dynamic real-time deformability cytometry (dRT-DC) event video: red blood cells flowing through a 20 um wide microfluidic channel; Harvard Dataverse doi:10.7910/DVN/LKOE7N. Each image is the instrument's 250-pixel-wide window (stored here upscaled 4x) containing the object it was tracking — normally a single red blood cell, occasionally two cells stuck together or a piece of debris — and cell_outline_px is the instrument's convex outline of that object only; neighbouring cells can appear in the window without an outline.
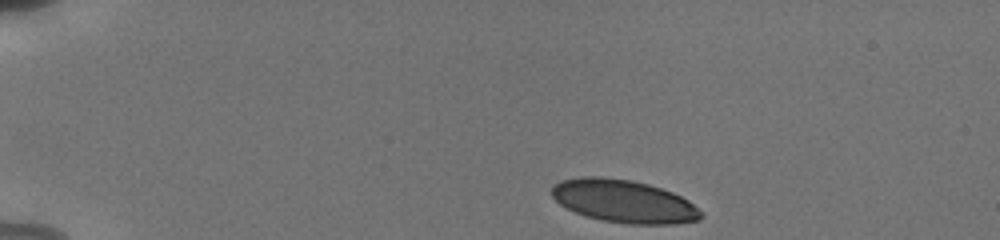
{"species": "human", "species_latin": "Homo sapiens", "temperature_condition": "cold", "stored_images_in_passage": 45, "camera_frame_rate_fps": 3000, "um_per_image_px": 0.085, "donor": {"sex": "male"}, "frame": {"image": 1, "passage_image": 1, "time_ms": 0.0, "image_size_px": [1000, 240], "cell_outline_px": [[704, 216], [700, 220], [672, 224], [628, 224], [604, 220], [588, 216], [576, 212], [560, 204], [552, 196], [552, 188], [560, 180], [580, 176], [600, 176], [632, 180], [648, 184], [672, 192], [688, 200], [704, 212]], "centroid_in_image_um": [53.06, 17.1], "position_along_channel_um": 31.9, "area_um2": 37.22}}
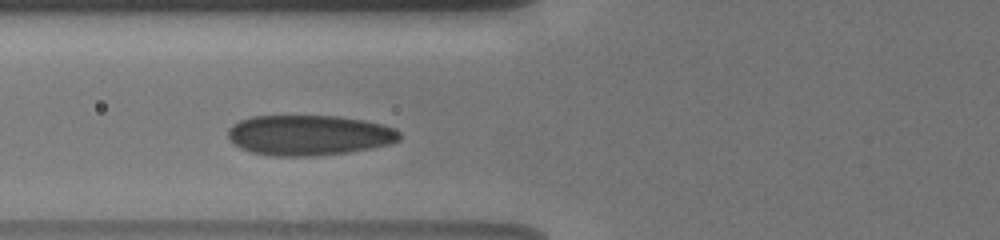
{"frame": {"image": 2, "passage_image": 13, "time_ms": 4.0, "image_size_px": [1000, 240], "cell_outline_px": [[400, 140], [388, 144], [372, 148], [348, 152], [316, 156], [276, 156], [252, 152], [240, 148], [232, 144], [228, 140], [228, 128], [232, 124], [240, 120], [252, 116], [340, 116], [364, 120], [396, 128], [400, 132]], "centroid_in_image_um": [26.24, 11.49], "position_along_channel_um": 99.6, "area_um2": 40.58}}
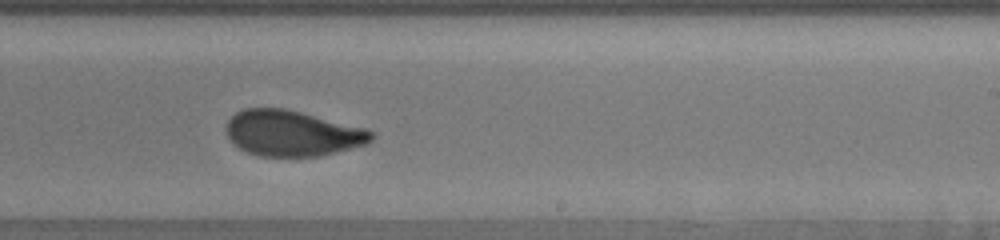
{"frame": {"image": 3, "passage_image": 26, "time_ms": 8.333, "image_size_px": [1000, 240], "cell_outline_px": [[376, 136], [368, 144], [320, 156], [260, 156], [248, 152], [240, 148], [228, 136], [224, 128], [228, 120], [236, 112], [244, 108], [284, 108], [368, 128], [376, 132]], "centroid_in_image_um": [24.9, 11.32], "position_along_channel_um": 264.1, "area_um2": 38.9}, "authors_computed_cell_mechanics": {"area_um2": 38.7838, "velocity_mm_per_s": 3.8122, "shape_relaxation_time_tau1_ms": 6.9219, "shape_relaxation_time_tau2_ms": null, "deformation_change_tau1": 0.1679, "deformation_change_tau2": null}}